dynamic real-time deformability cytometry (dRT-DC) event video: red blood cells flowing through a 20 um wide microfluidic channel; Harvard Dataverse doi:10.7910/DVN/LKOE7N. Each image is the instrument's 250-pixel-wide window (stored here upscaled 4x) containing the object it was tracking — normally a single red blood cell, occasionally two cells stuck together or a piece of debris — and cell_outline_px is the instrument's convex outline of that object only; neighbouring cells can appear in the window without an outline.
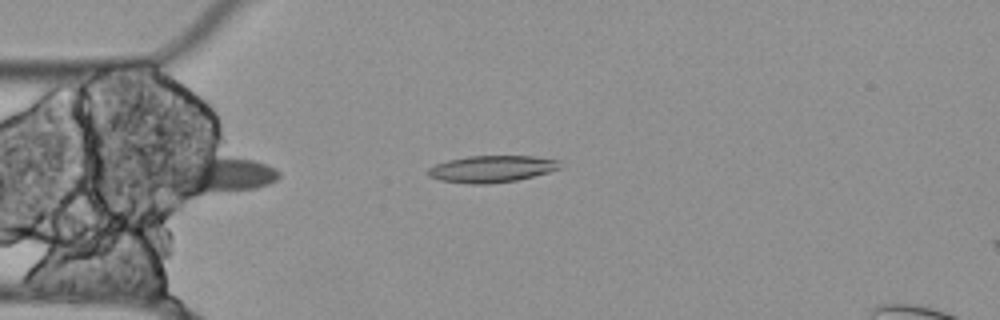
{"species": "Egyptian fruit bat (a non-hibernating species)", "species_latin": "Rousettus aegyptiacus", "temperature_condition": "cold", "stored_images_in_passage": 13, "camera_frame_rate_fps": 3000, "um_per_image_px": 0.085, "animal": {"sex": "female"}, "frame": {"image": 1, "passage_image": 13, "time_ms": 4.0, "image_size_px": [1000, 320], "cell_outline_px": [[560, 168], [548, 172], [516, 180], [484, 184], [472, 184], [440, 180], [428, 176], [428, 168], [436, 164], [448, 160], [468, 156], [532, 156], [560, 160]], "centroid_in_image_um": [41.78, 14.35], "position_along_channel_um": 43.2, "area_um2": 20.4}}